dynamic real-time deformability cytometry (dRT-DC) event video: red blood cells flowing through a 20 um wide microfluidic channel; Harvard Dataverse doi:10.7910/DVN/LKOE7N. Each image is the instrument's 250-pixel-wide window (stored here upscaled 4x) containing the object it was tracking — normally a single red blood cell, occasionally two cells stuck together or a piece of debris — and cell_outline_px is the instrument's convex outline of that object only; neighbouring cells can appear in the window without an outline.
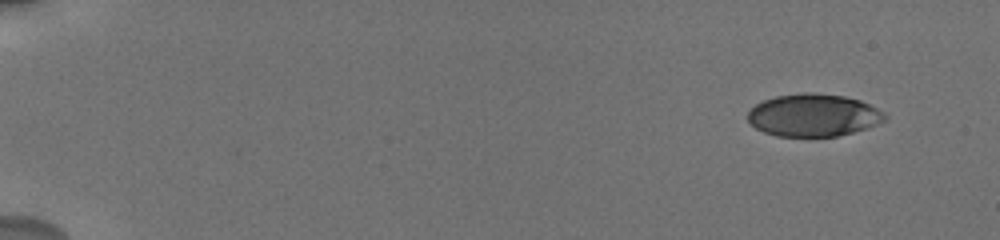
{"species": "human", "species_latin": "Homo sapiens", "temperature_condition": "cold", "stored_images_in_passage": 20, "camera_frame_rate_fps": 3000, "um_per_image_px": 0.085, "donor": {"sex": "male"}, "frame": {"image": 1, "passage_image": 1, "time_ms": 0.0, "image_size_px": [1000, 240], "cell_outline_px": [[888, 120], [868, 128], [836, 136], [776, 136], [764, 132], [756, 128], [748, 120], [748, 112], [756, 104], [764, 100], [776, 96], [804, 92], [812, 92], [844, 96], [860, 100], [884, 112], [888, 116]], "centroid_in_image_um": [69.17, 9.79], "position_along_channel_um": 15.8, "area_um2": 33.99}}
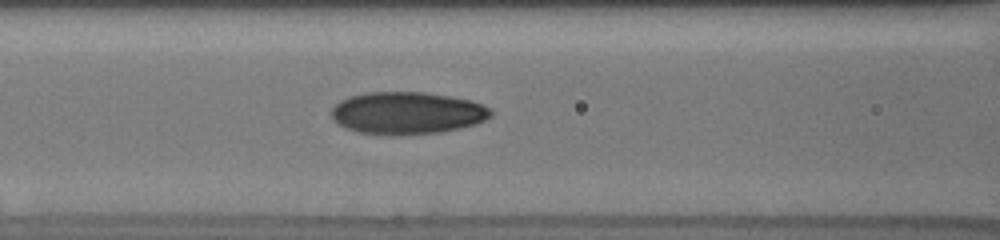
{"frame": {"image": 2, "passage_image": 15, "time_ms": 7.333, "image_size_px": [1000, 240], "cell_outline_px": [[492, 116], [476, 124], [460, 128], [440, 132], [392, 136], [360, 132], [348, 128], [340, 124], [332, 116], [332, 108], [340, 100], [348, 96], [368, 92], [424, 92], [448, 96], [468, 100], [492, 108]], "centroid_in_image_um": [34.62, 9.61], "position_along_channel_um": 132.0, "area_um2": 39.19}}
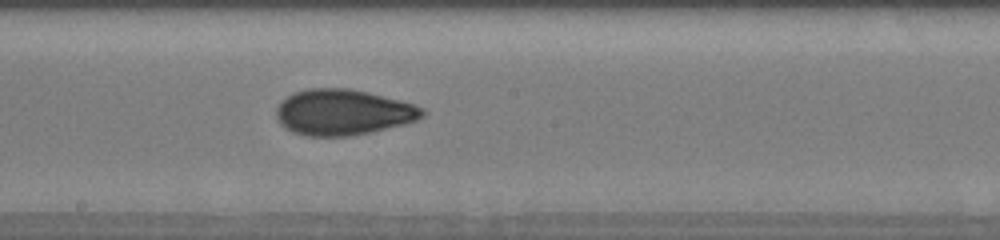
{"frame": {"image": 3, "passage_image": 20, "time_ms": 9.667, "image_size_px": [1000, 240], "cell_outline_px": [[428, 112], [424, 116], [416, 120], [404, 124], [352, 136], [304, 136], [292, 132], [284, 128], [280, 124], [276, 116], [276, 108], [280, 100], [296, 92], [308, 88], [348, 88], [368, 92], [416, 104], [424, 108]], "centroid_in_image_um": [29.16, 9.54], "position_along_channel_um": 219.0, "area_um2": 39.3}}